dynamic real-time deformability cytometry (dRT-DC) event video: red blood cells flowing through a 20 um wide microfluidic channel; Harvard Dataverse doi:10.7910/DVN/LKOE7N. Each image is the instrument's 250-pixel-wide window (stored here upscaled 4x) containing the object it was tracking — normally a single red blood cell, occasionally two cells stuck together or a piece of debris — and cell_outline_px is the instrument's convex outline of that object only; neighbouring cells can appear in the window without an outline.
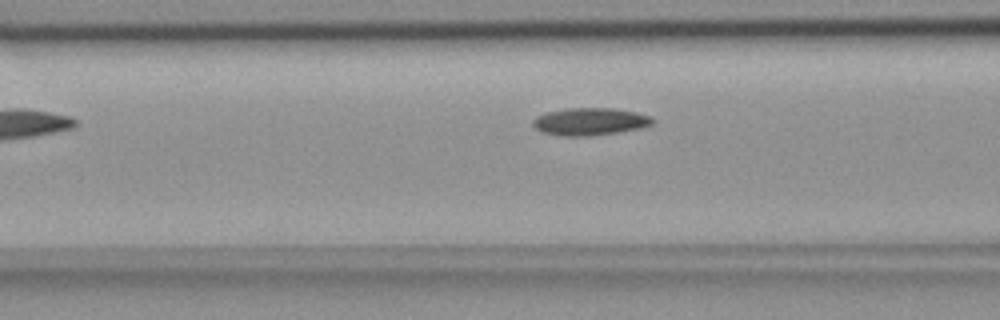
{"species": "common noctule bat (a hibernating species)", "species_latin": "Nyctalus noctula", "temperature_condition": "room temperature", "stored_images_in_passage": 39, "camera_frame_rate_fps": 3000, "um_per_image_px": 0.085, "animal": {"sex": "female", "body_mass_g": 18.4}, "frame": {"image": 1, "passage_image": 6, "time_ms": 1.667, "image_size_px": [1000, 320], "cell_outline_px": [[652, 124], [640, 128], [616, 132], [588, 136], [560, 136], [540, 132], [532, 124], [532, 120], [536, 116], [548, 112], [564, 108], [612, 108], [636, 112], [652, 116]], "centroid_in_image_um": [50.1, 10.33], "position_along_channel_um": 116.5, "area_um2": 19.13}}
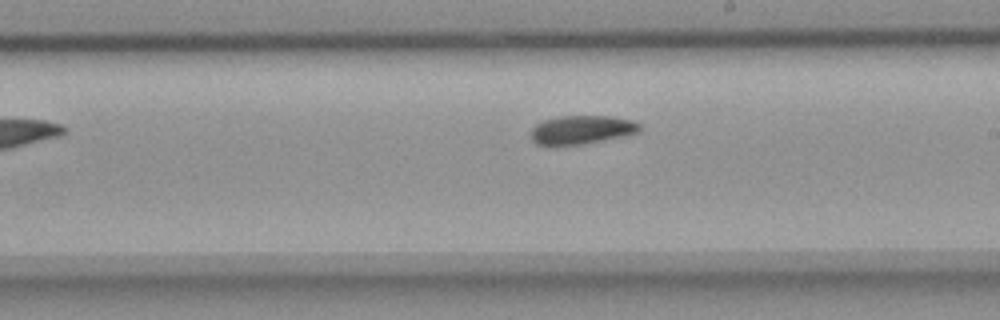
{"frame": {"image": 2, "passage_image": 16, "time_ms": 5.0, "image_size_px": [1000, 320], "cell_outline_px": [[640, 132], [624, 136], [584, 144], [536, 144], [528, 136], [528, 132], [536, 124], [544, 120], [560, 116], [612, 116], [632, 120], [640, 124]], "centroid_in_image_um": [49.43, 11.02], "position_along_channel_um": 239.6, "area_um2": 18.21}}
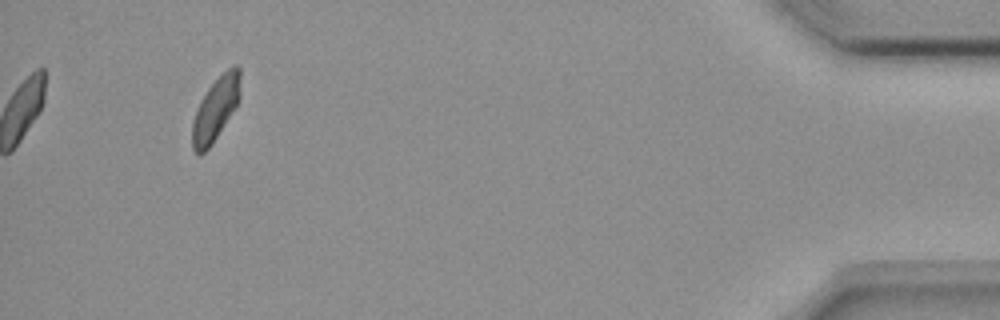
{"frame": {"image": 3, "passage_image": 36, "time_ms": 11.667, "image_size_px": [1000, 320], "cell_outline_px": [[240, 96], [236, 104], [212, 144], [204, 152], [196, 152], [192, 148], [192, 124], [200, 100], [208, 88], [232, 64], [236, 64], [240, 68]], "centroid_in_image_um": [18.33, 9.22], "position_along_channel_um": 416.9, "area_um2": 17.22}, "authors_computed_cell_mechanics": {"area_um2": 18.4382, "velocity_mm_per_s": 3.7064, "shape_relaxation_time_tau1_ms": 4.6844, "shape_relaxation_time_tau2_ms": null, "deformation_change_tau1": 0.1034, "deformation_change_tau2": null}}